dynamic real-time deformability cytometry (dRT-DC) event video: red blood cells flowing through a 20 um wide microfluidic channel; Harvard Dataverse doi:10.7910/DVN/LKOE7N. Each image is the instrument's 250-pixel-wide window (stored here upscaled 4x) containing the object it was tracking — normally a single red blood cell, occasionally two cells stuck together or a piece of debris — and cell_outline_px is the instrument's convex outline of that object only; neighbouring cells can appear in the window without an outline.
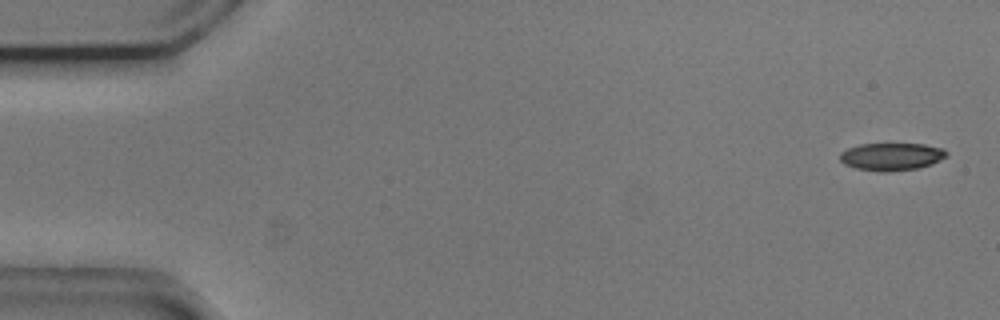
{"species": "common noctule bat (a hibernating species)", "species_latin": "Nyctalus noctula", "temperature_condition": "cold", "stored_images_in_passage": 53, "camera_frame_rate_fps": 3000, "um_per_image_px": 0.085, "animal": {"sex": "male", "body_mass_g": 20.5, "forearm_length_mm": 52.5}, "frame": {"image": 1, "passage_image": 1, "time_ms": 0.0, "image_size_px": [1000, 320], "cell_outline_px": [[948, 156], [932, 164], [916, 168], [888, 172], [880, 172], [856, 168], [844, 164], [840, 160], [840, 152], [848, 148], [860, 144], [924, 144], [944, 148], [948, 152]], "centroid_in_image_um": [75.79, 13.31], "position_along_channel_um": 9.2, "area_um2": 17.22}}
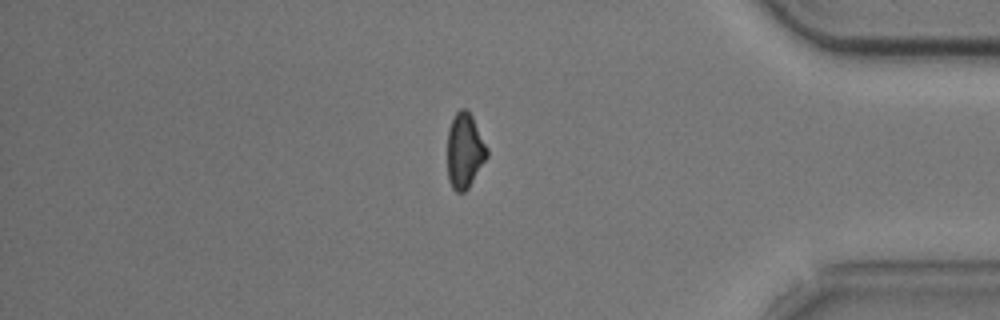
{"frame": {"image": 2, "passage_image": 45, "time_ms": 14.667, "image_size_px": [1000, 320], "cell_outline_px": [[488, 156], [468, 188], [464, 192], [456, 192], [452, 188], [448, 180], [448, 128], [456, 112], [460, 108], [464, 108], [472, 116], [488, 148]], "centroid_in_image_um": [39.5, 12.82], "position_along_channel_um": 395.7, "area_um2": 17.28}}
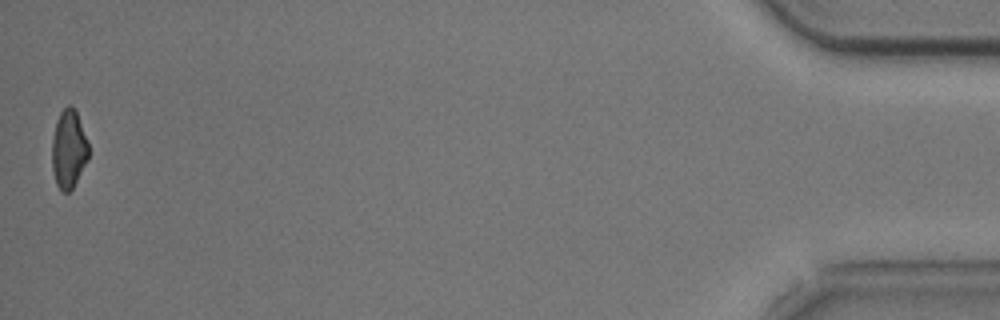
{"frame": {"image": 3, "passage_image": 53, "time_ms": 17.333, "image_size_px": [1000, 320], "cell_outline_px": [[88, 160], [72, 188], [68, 192], [64, 192], [56, 184], [52, 168], [52, 140], [56, 120], [60, 112], [68, 104], [76, 108], [88, 140]], "centroid_in_image_um": [5.85, 12.62], "position_along_channel_um": 429.4, "area_um2": 16.88}, "authors_computed_cell_mechanics": {"area_um2": 18.207, "velocity_mm_per_s": 3.7189, "shape_relaxation_time_tau1_ms": 2.7542, "shape_relaxation_time_tau2_ms": null, "deformation_change_tau1": 0.1093, "deformation_change_tau2": null}}